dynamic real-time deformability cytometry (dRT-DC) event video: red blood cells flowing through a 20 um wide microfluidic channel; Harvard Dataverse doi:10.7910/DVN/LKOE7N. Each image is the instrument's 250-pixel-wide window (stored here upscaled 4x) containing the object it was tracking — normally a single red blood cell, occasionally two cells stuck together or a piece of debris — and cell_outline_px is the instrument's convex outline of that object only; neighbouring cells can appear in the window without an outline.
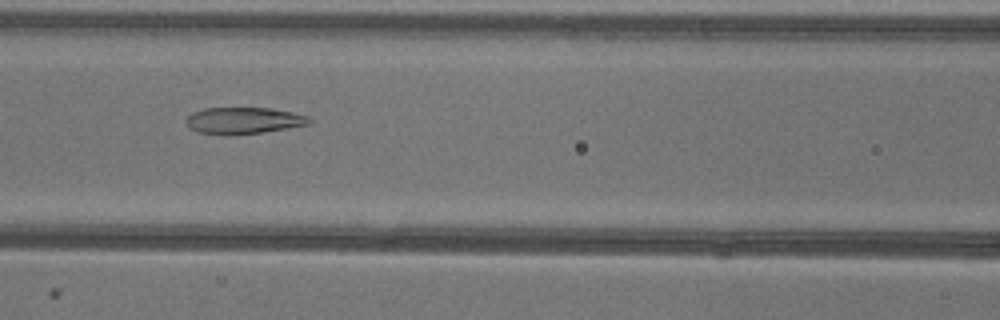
{"species": "common noctule bat (a hibernating species)", "species_latin": "Nyctalus noctula", "temperature_condition": "warm", "stored_images_in_passage": 41, "camera_frame_rate_fps": 3000, "um_per_image_px": 0.085, "animal": {"sex": "female"}, "frame": {"image": 1, "passage_image": 11, "time_ms": 3.333, "image_size_px": [1000, 320], "cell_outline_px": [[312, 120], [308, 124], [288, 128], [264, 132], [228, 136], [224, 136], [196, 132], [188, 128], [184, 120], [192, 112], [204, 108], [268, 108], [292, 112], [308, 116]], "centroid_in_image_um": [20.63, 10.26], "position_along_channel_um": 146.0, "area_um2": 19.42}}
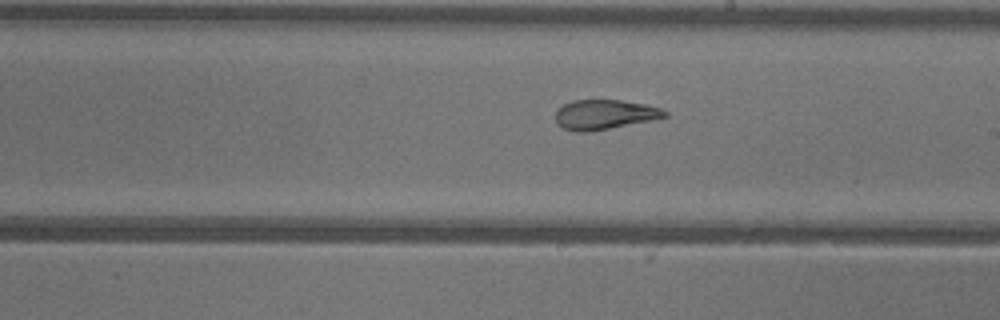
{"frame": {"image": 2, "passage_image": 18, "time_ms": 5.667, "image_size_px": [1000, 320], "cell_outline_px": [[668, 116], [652, 120], [588, 132], [572, 132], [556, 124], [556, 108], [572, 100], [620, 100], [644, 104], [660, 108], [668, 112]], "centroid_in_image_um": [51.35, 9.74], "position_along_channel_um": 237.7, "area_um2": 18.96}}
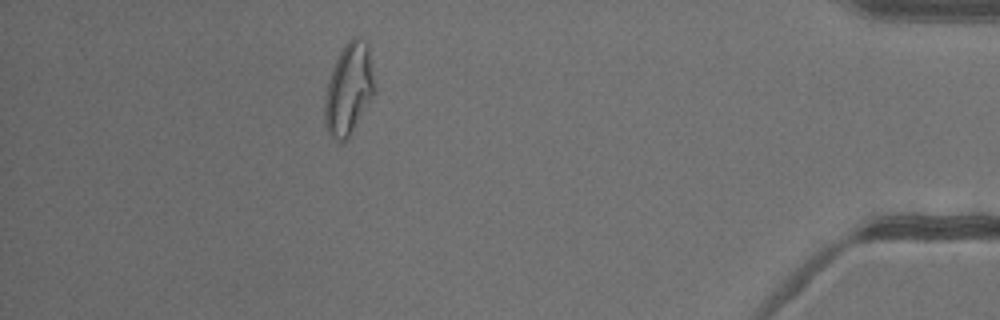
{"frame": {"image": 3, "passage_image": 35, "time_ms": 11.333, "image_size_px": [1000, 320], "cell_outline_px": [[376, 92], [348, 140], [336, 140], [328, 132], [324, 124], [324, 100], [328, 80], [332, 68], [344, 44], [352, 36], [360, 36], [368, 40]], "centroid_in_image_um": [29.67, 7.54], "position_along_channel_um": 405.5, "area_um2": 27.17}, "authors_computed_cell_mechanics": {"area_um2": 20.808, "velocity_mm_per_s": 3.9358, "shape_relaxation_time_tau1_ms": null, "shape_relaxation_time_tau2_ms": 1.6186, "deformation_change_tau1": null, "deformation_change_tau2": 0.0864}}